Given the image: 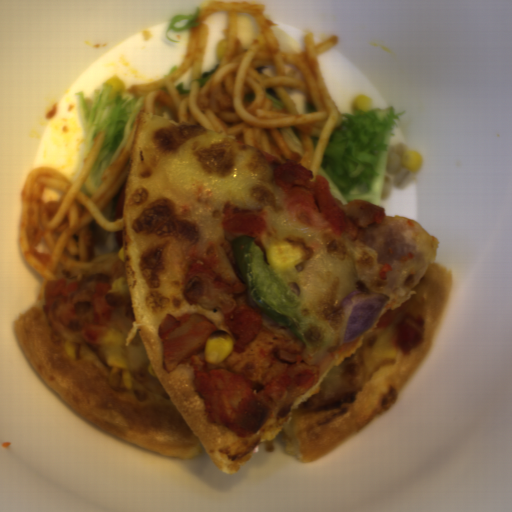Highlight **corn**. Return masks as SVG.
Masks as SVG:
<instances>
[{"instance_id":"30e3d8cc","label":"corn","mask_w":512,"mask_h":512,"mask_svg":"<svg viewBox=\"0 0 512 512\" xmlns=\"http://www.w3.org/2000/svg\"><path fill=\"white\" fill-rule=\"evenodd\" d=\"M148 370H149L151 377H157L153 368L149 364H148Z\"/></svg>"},{"instance_id":"5cfa1b94","label":"corn","mask_w":512,"mask_h":512,"mask_svg":"<svg viewBox=\"0 0 512 512\" xmlns=\"http://www.w3.org/2000/svg\"><path fill=\"white\" fill-rule=\"evenodd\" d=\"M234 340L226 330L216 329L211 332L204 344V362L210 366H217L229 357L234 348Z\"/></svg>"},{"instance_id":"51d56268","label":"corn","mask_w":512,"mask_h":512,"mask_svg":"<svg viewBox=\"0 0 512 512\" xmlns=\"http://www.w3.org/2000/svg\"><path fill=\"white\" fill-rule=\"evenodd\" d=\"M106 365L111 368L109 382L115 390L131 388L132 379L123 357L124 338L114 329H107L102 338Z\"/></svg>"},{"instance_id":"cfcad685","label":"corn","mask_w":512,"mask_h":512,"mask_svg":"<svg viewBox=\"0 0 512 512\" xmlns=\"http://www.w3.org/2000/svg\"><path fill=\"white\" fill-rule=\"evenodd\" d=\"M401 165L411 172H418L422 166V157L417 151L408 150L400 157Z\"/></svg>"},{"instance_id":"79e197a2","label":"corn","mask_w":512,"mask_h":512,"mask_svg":"<svg viewBox=\"0 0 512 512\" xmlns=\"http://www.w3.org/2000/svg\"><path fill=\"white\" fill-rule=\"evenodd\" d=\"M64 350L66 352V354L71 357V358H75L76 355H77V347L74 343H70V342H65L64 343Z\"/></svg>"},{"instance_id":"f1292c28","label":"corn","mask_w":512,"mask_h":512,"mask_svg":"<svg viewBox=\"0 0 512 512\" xmlns=\"http://www.w3.org/2000/svg\"><path fill=\"white\" fill-rule=\"evenodd\" d=\"M265 254L268 264L280 271L296 266L306 259L304 250L290 242L273 243L265 250Z\"/></svg>"},{"instance_id":"2b8c4276","label":"corn","mask_w":512,"mask_h":512,"mask_svg":"<svg viewBox=\"0 0 512 512\" xmlns=\"http://www.w3.org/2000/svg\"><path fill=\"white\" fill-rule=\"evenodd\" d=\"M353 104L354 109L357 111H364L368 113L371 106V98L367 95L360 94L355 98Z\"/></svg>"}]
</instances>
